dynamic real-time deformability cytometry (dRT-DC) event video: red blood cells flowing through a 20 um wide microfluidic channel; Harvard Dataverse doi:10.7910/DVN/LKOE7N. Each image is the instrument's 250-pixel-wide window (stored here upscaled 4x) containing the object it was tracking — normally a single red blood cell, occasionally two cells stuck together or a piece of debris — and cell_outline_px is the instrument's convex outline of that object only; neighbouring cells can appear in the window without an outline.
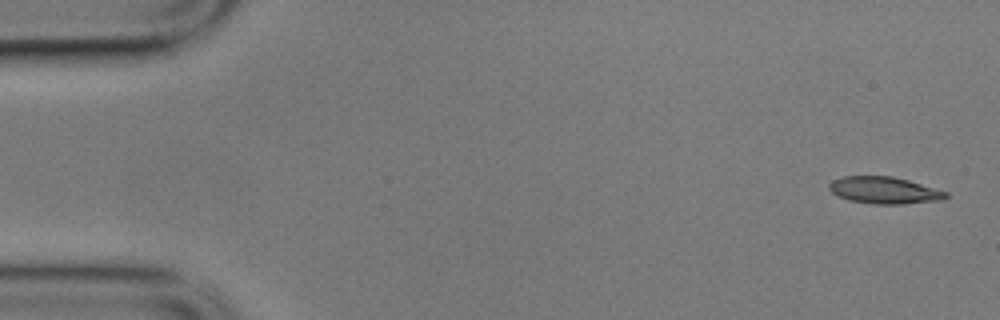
{"species": "common noctule bat (a hibernating species)", "species_latin": "Nyctalus noctula", "temperature_condition": "cold", "stored_images_in_passage": 14, "camera_frame_rate_fps": 3000, "um_per_image_px": 0.085, "animal": {"sex": "male", "body_mass_g": 17.9}, "frame": {"image": 1, "passage_image": 1, "time_ms": 0.0, "image_size_px": [1000, 320], "cell_outline_px": [[948, 196], [944, 200], [900, 204], [872, 204], [848, 200], [836, 196], [828, 188], [828, 184], [832, 180], [844, 176], [892, 176], [908, 180], [948, 192]], "centroid_in_image_um": [75.14, 16.18], "position_along_channel_um": 9.9, "area_um2": 18.44}}
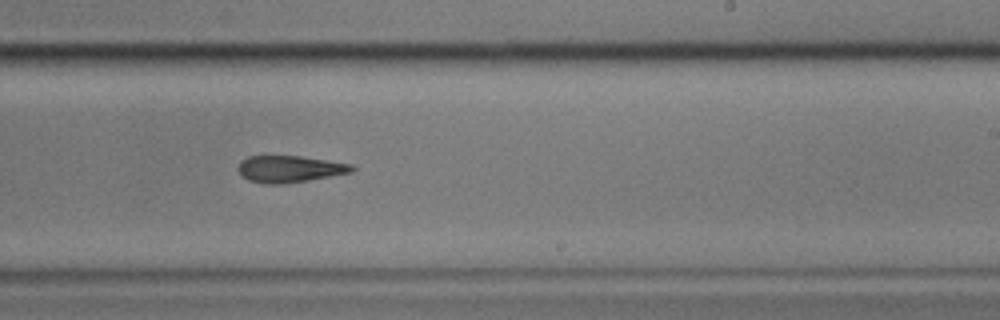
{"frame": {"image": 2, "passage_image": 9, "time_ms": 2.667, "image_size_px": [1000, 320], "cell_outline_px": [[356, 168], [352, 172], [308, 180], [284, 184], [264, 184], [248, 180], [240, 176], [236, 168], [240, 160], [248, 156], [300, 156], [328, 160], [352, 164]], "centroid_in_image_um": [24.56, 14.36], "position_along_channel_um": 264.4, "area_um2": 17.98}}
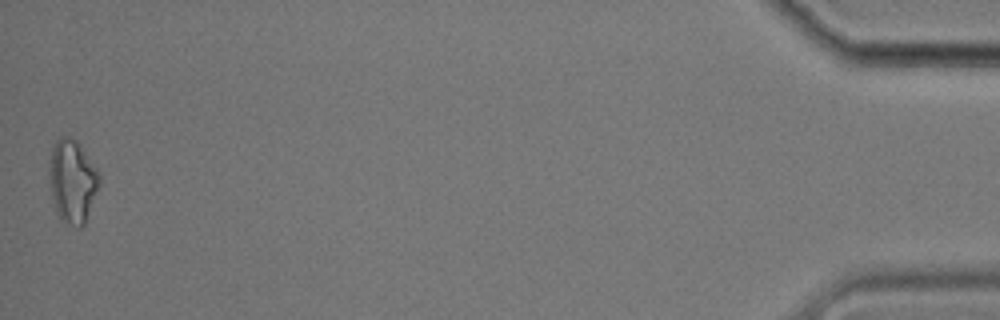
{"frame": {"image": 3, "passage_image": 14, "time_ms": 4.333, "image_size_px": [1000, 320], "cell_outline_px": [[100, 184], [84, 224], [80, 228], [76, 228], [60, 220], [56, 212], [52, 196], [48, 176], [48, 168], [52, 148], [56, 140], [60, 136], [68, 136], [76, 140], [80, 144], [96, 168], [100, 176]], "centroid_in_image_um": [6.14, 15.4], "position_along_channel_um": 429.1, "area_um2": 24.45}}